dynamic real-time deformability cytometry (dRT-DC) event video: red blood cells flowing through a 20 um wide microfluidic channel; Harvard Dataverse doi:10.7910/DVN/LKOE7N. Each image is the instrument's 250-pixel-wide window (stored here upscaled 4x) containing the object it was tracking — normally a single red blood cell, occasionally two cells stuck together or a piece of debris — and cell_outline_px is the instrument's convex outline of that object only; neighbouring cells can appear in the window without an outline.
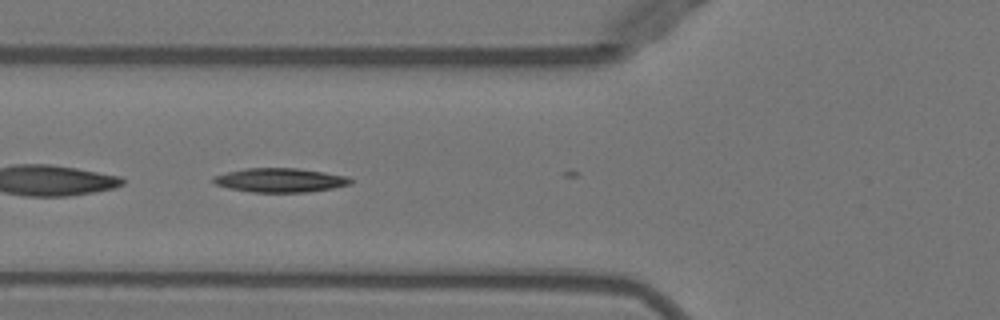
{"species": "Egyptian fruit bat (a non-hibernating species)", "species_latin": "Rousettus aegyptiacus", "temperature_condition": "warm", "stored_images_in_passage": 6, "camera_frame_rate_fps": 3000, "um_per_image_px": 0.085, "animal": {"sex": "female"}, "frame": {"image": 1, "passage_image": 3, "time_ms": 0.667, "image_size_px": [1000, 320], "cell_outline_px": [[352, 184], [332, 188], [308, 192], [252, 192], [228, 188], [216, 184], [212, 180], [212, 176], [244, 168], [296, 168], [324, 172], [348, 176], [352, 180]], "centroid_in_image_um": [23.81, 15.31], "position_along_channel_um": 102.0, "area_um2": 19.25}}